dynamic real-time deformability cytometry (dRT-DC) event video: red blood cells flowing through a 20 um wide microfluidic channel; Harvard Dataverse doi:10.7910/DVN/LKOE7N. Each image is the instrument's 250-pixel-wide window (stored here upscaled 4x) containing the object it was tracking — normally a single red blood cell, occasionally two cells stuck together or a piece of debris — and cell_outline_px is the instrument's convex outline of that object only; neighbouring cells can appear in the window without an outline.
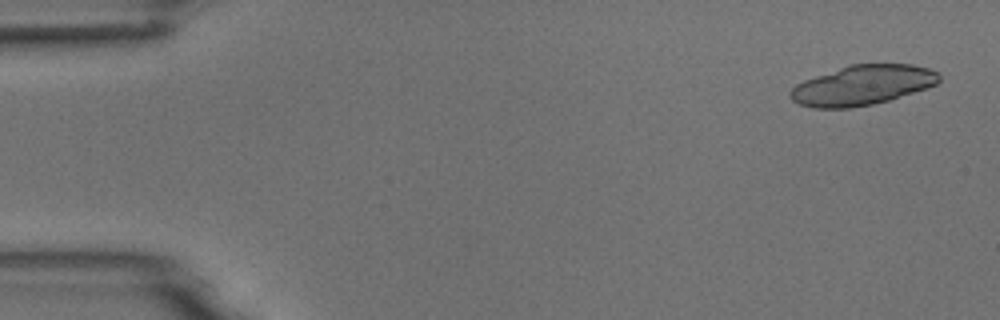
{"species": "common noctule bat (a hibernating species)", "species_latin": "Nyctalus noctula", "temperature_condition": "room temperature", "stored_images_in_passage": 8, "camera_frame_rate_fps": 3000, "um_per_image_px": 0.085, "animal": {"sex": "male", "body_mass_g": 18.8}, "frame": {"image": 1, "passage_image": 1, "time_ms": 0.0, "image_size_px": [1000, 320], "cell_outline_px": [[940, 80], [936, 84], [928, 88], [888, 100], [872, 104], [852, 108], [812, 108], [800, 104], [792, 100], [788, 96], [788, 92], [796, 84], [804, 80], [848, 64], [912, 64], [928, 68], [936, 72], [940, 76]], "centroid_in_image_um": [73.28, 7.24], "position_along_channel_um": 11.7, "area_um2": 34.62}}